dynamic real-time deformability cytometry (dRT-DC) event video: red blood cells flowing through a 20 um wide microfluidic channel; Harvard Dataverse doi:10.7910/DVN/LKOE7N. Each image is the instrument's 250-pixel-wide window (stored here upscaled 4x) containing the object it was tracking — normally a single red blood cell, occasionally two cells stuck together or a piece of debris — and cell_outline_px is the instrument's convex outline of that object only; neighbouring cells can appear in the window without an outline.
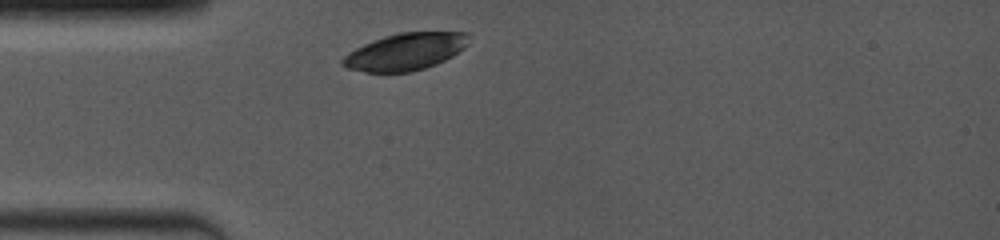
{"species": "common noctule bat (a hibernating species)", "species_latin": "Nyctalus noctula", "temperature_condition": "room temperature", "stored_images_in_passage": 1, "camera_frame_rate_fps": 4000, "um_per_image_px": 0.085, "animal": {"sex": "female", "body_mass_g": 19.0, "forearm_length_mm": 53.3}, "frame": {"image": 1, "passage_image": 1, "time_ms": 0.0, "image_size_px": [1000, 240], "cell_outline_px": [[468, 44], [464, 48], [452, 56], [436, 64], [412, 72], [364, 72], [348, 68], [340, 64], [340, 60], [348, 52], [372, 40], [384, 36], [400, 32], [468, 32]], "centroid_in_image_um": [34.43, 4.39], "position_along_channel_um": 50.6, "area_um2": 27.28}}